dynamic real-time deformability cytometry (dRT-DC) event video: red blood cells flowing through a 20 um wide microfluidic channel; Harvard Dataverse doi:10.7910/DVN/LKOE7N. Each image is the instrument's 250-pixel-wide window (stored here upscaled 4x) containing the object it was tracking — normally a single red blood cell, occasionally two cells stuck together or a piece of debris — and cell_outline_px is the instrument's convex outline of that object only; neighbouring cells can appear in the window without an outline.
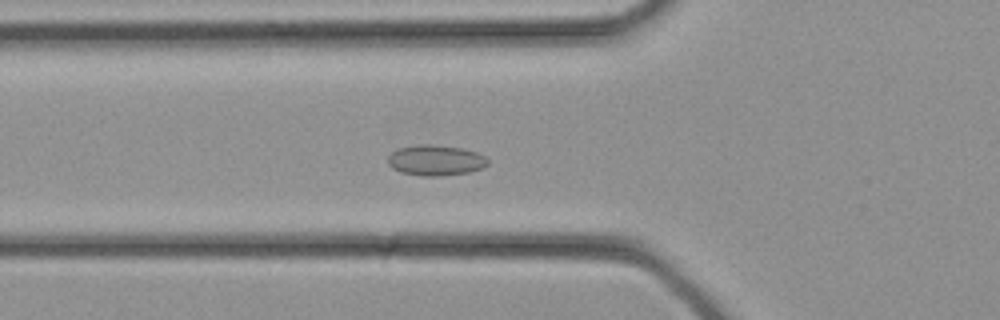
{"species": "common noctule bat (a hibernating species)", "species_latin": "Nyctalus noctula", "temperature_condition": "cold", "stored_images_in_passage": 22, "camera_frame_rate_fps": 3000, "um_per_image_px": 0.085, "animal": {"sex": "female", "body_mass_g": 21.9}, "frame": {"image": 1, "passage_image": 6, "time_ms": 1.667, "image_size_px": [1000, 320], "cell_outline_px": [[488, 164], [484, 168], [468, 172], [440, 176], [424, 176], [400, 172], [392, 168], [388, 164], [388, 156], [392, 152], [400, 148], [420, 144], [428, 144], [460, 148], [476, 152], [484, 156], [488, 160]], "centroid_in_image_um": [37.02, 13.63], "position_along_channel_um": 88.8, "area_um2": 17.69}}
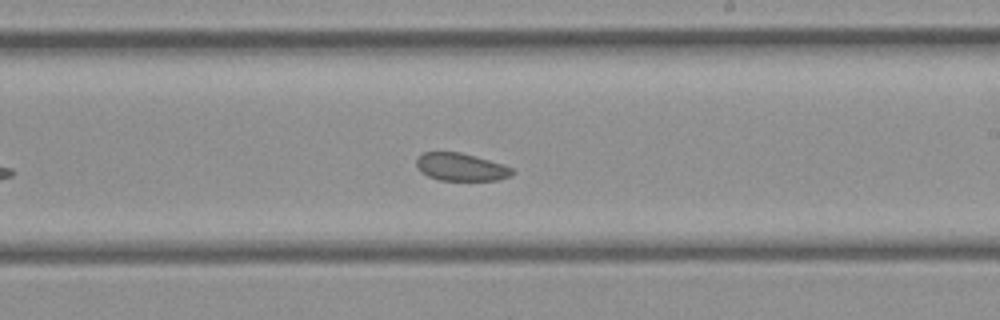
{"frame": {"image": 2, "passage_image": 14, "time_ms": 4.333, "image_size_px": [1000, 320], "cell_outline_px": [[516, 172], [512, 176], [496, 180], [440, 180], [428, 176], [420, 172], [416, 168], [416, 156], [424, 152], [460, 152], [476, 156], [504, 164], [512, 168]], "centroid_in_image_um": [39.17, 14.19], "position_along_channel_um": 249.8, "area_um2": 15.72}}
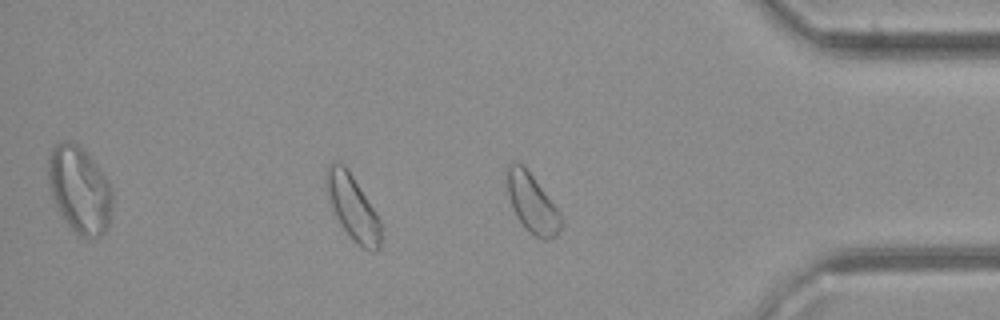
{"frame": {"image": 3, "passage_image": 22, "time_ms": 7.0, "image_size_px": [1000, 320], "cell_outline_px": [[560, 228], [556, 236], [548, 240], [540, 240], [528, 232], [524, 228], [516, 216], [508, 196], [504, 168], [512, 160], [516, 160], [524, 164], [560, 212]], "centroid_in_image_um": [45.16, 17.21], "position_along_channel_um": 390.0, "area_um2": 19.07}}